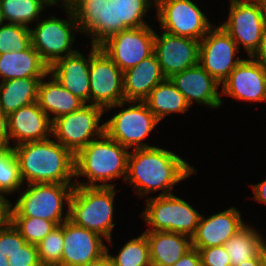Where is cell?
<instances>
[{"label":"cell","instance_id":"ba28073f","mask_svg":"<svg viewBox=\"0 0 266 266\" xmlns=\"http://www.w3.org/2000/svg\"><path fill=\"white\" fill-rule=\"evenodd\" d=\"M60 2L69 16L68 19H60L52 15L47 19H39L37 25L30 29L32 46L49 67L57 60L78 51V49H72L76 40L75 32L79 33L78 23L71 8L63 0Z\"/></svg>","mask_w":266,"mask_h":266},{"label":"cell","instance_id":"8992f818","mask_svg":"<svg viewBox=\"0 0 266 266\" xmlns=\"http://www.w3.org/2000/svg\"><path fill=\"white\" fill-rule=\"evenodd\" d=\"M128 104V108L124 106ZM121 107L119 113L104 122V132L114 141L130 149L154 147L143 140L152 132L160 120L144 101H122L105 109ZM124 107V109H123Z\"/></svg>","mask_w":266,"mask_h":266},{"label":"cell","instance_id":"f546056e","mask_svg":"<svg viewBox=\"0 0 266 266\" xmlns=\"http://www.w3.org/2000/svg\"><path fill=\"white\" fill-rule=\"evenodd\" d=\"M59 0H0L4 22L29 27L40 19V13L47 6L58 5Z\"/></svg>","mask_w":266,"mask_h":266},{"label":"cell","instance_id":"ab89813d","mask_svg":"<svg viewBox=\"0 0 266 266\" xmlns=\"http://www.w3.org/2000/svg\"><path fill=\"white\" fill-rule=\"evenodd\" d=\"M172 266H202L199 251L192 247Z\"/></svg>","mask_w":266,"mask_h":266},{"label":"cell","instance_id":"c3c4849f","mask_svg":"<svg viewBox=\"0 0 266 266\" xmlns=\"http://www.w3.org/2000/svg\"><path fill=\"white\" fill-rule=\"evenodd\" d=\"M260 258L262 261V265L266 266V244L262 247L260 251Z\"/></svg>","mask_w":266,"mask_h":266},{"label":"cell","instance_id":"7402d4cb","mask_svg":"<svg viewBox=\"0 0 266 266\" xmlns=\"http://www.w3.org/2000/svg\"><path fill=\"white\" fill-rule=\"evenodd\" d=\"M89 57H85L80 51L57 60L49 67V73L73 95L89 104Z\"/></svg>","mask_w":266,"mask_h":266},{"label":"cell","instance_id":"8d00e7d4","mask_svg":"<svg viewBox=\"0 0 266 266\" xmlns=\"http://www.w3.org/2000/svg\"><path fill=\"white\" fill-rule=\"evenodd\" d=\"M9 266H41L37 246L25 243L11 255H7Z\"/></svg>","mask_w":266,"mask_h":266},{"label":"cell","instance_id":"2e32d148","mask_svg":"<svg viewBox=\"0 0 266 266\" xmlns=\"http://www.w3.org/2000/svg\"><path fill=\"white\" fill-rule=\"evenodd\" d=\"M200 41L188 37L155 32L154 53L165 78H171L199 62Z\"/></svg>","mask_w":266,"mask_h":266},{"label":"cell","instance_id":"5b68a950","mask_svg":"<svg viewBox=\"0 0 266 266\" xmlns=\"http://www.w3.org/2000/svg\"><path fill=\"white\" fill-rule=\"evenodd\" d=\"M74 186L60 183L28 184L15 204L11 205V217H36L61 225L69 219V203ZM64 202L67 211L63 215Z\"/></svg>","mask_w":266,"mask_h":266},{"label":"cell","instance_id":"f1b7e54d","mask_svg":"<svg viewBox=\"0 0 266 266\" xmlns=\"http://www.w3.org/2000/svg\"><path fill=\"white\" fill-rule=\"evenodd\" d=\"M266 244L264 236L251 225L246 224L223 245L229 255L231 266H238L245 260L257 257Z\"/></svg>","mask_w":266,"mask_h":266},{"label":"cell","instance_id":"ffe728a7","mask_svg":"<svg viewBox=\"0 0 266 266\" xmlns=\"http://www.w3.org/2000/svg\"><path fill=\"white\" fill-rule=\"evenodd\" d=\"M241 212L235 207L205 218L201 215L195 234L191 237L192 247L202 249L224 245L227 240L242 229Z\"/></svg>","mask_w":266,"mask_h":266},{"label":"cell","instance_id":"44dd1931","mask_svg":"<svg viewBox=\"0 0 266 266\" xmlns=\"http://www.w3.org/2000/svg\"><path fill=\"white\" fill-rule=\"evenodd\" d=\"M8 134L10 144L47 140L52 135V121L39 107L37 102L20 107L8 116Z\"/></svg>","mask_w":266,"mask_h":266},{"label":"cell","instance_id":"4dcf8cb0","mask_svg":"<svg viewBox=\"0 0 266 266\" xmlns=\"http://www.w3.org/2000/svg\"><path fill=\"white\" fill-rule=\"evenodd\" d=\"M106 252L113 266H152L149 244L144 232L137 238L126 242L116 256L109 254L108 247H106Z\"/></svg>","mask_w":266,"mask_h":266},{"label":"cell","instance_id":"bcb514c9","mask_svg":"<svg viewBox=\"0 0 266 266\" xmlns=\"http://www.w3.org/2000/svg\"><path fill=\"white\" fill-rule=\"evenodd\" d=\"M238 266H263L260 254L257 257L245 260L244 262L240 263Z\"/></svg>","mask_w":266,"mask_h":266},{"label":"cell","instance_id":"83f0119b","mask_svg":"<svg viewBox=\"0 0 266 266\" xmlns=\"http://www.w3.org/2000/svg\"><path fill=\"white\" fill-rule=\"evenodd\" d=\"M144 102L160 121L171 113L184 114L190 109L184 95L170 78H165L155 86Z\"/></svg>","mask_w":266,"mask_h":266},{"label":"cell","instance_id":"f6af8a7d","mask_svg":"<svg viewBox=\"0 0 266 266\" xmlns=\"http://www.w3.org/2000/svg\"><path fill=\"white\" fill-rule=\"evenodd\" d=\"M86 266H113V263H112L109 255H108V253L106 252L103 256L90 262Z\"/></svg>","mask_w":266,"mask_h":266},{"label":"cell","instance_id":"9a60e30c","mask_svg":"<svg viewBox=\"0 0 266 266\" xmlns=\"http://www.w3.org/2000/svg\"><path fill=\"white\" fill-rule=\"evenodd\" d=\"M232 37L219 25L212 27L200 40L199 64L220 84L243 60Z\"/></svg>","mask_w":266,"mask_h":266},{"label":"cell","instance_id":"d6a6232c","mask_svg":"<svg viewBox=\"0 0 266 266\" xmlns=\"http://www.w3.org/2000/svg\"><path fill=\"white\" fill-rule=\"evenodd\" d=\"M23 184L12 146H2L0 148V195L6 197L8 194H14L22 188Z\"/></svg>","mask_w":266,"mask_h":266},{"label":"cell","instance_id":"ac0fdd59","mask_svg":"<svg viewBox=\"0 0 266 266\" xmlns=\"http://www.w3.org/2000/svg\"><path fill=\"white\" fill-rule=\"evenodd\" d=\"M221 86L223 96L266 102L265 70L252 57L243 59Z\"/></svg>","mask_w":266,"mask_h":266},{"label":"cell","instance_id":"4fadbf2b","mask_svg":"<svg viewBox=\"0 0 266 266\" xmlns=\"http://www.w3.org/2000/svg\"><path fill=\"white\" fill-rule=\"evenodd\" d=\"M72 10L79 32L99 46L109 36L119 32L118 12L111 0H63Z\"/></svg>","mask_w":266,"mask_h":266},{"label":"cell","instance_id":"d4e9b609","mask_svg":"<svg viewBox=\"0 0 266 266\" xmlns=\"http://www.w3.org/2000/svg\"><path fill=\"white\" fill-rule=\"evenodd\" d=\"M48 75L51 76H49L50 81H44L43 79ZM37 103L51 121L77 111L85 105L81 99L64 88L50 73L44 76L39 83Z\"/></svg>","mask_w":266,"mask_h":266},{"label":"cell","instance_id":"4316f807","mask_svg":"<svg viewBox=\"0 0 266 266\" xmlns=\"http://www.w3.org/2000/svg\"><path fill=\"white\" fill-rule=\"evenodd\" d=\"M43 77L16 78L0 83V109L9 116L20 107L37 102Z\"/></svg>","mask_w":266,"mask_h":266},{"label":"cell","instance_id":"7c38bea8","mask_svg":"<svg viewBox=\"0 0 266 266\" xmlns=\"http://www.w3.org/2000/svg\"><path fill=\"white\" fill-rule=\"evenodd\" d=\"M89 84V104L105 110L125 101L123 72L97 45L90 49Z\"/></svg>","mask_w":266,"mask_h":266},{"label":"cell","instance_id":"681fc988","mask_svg":"<svg viewBox=\"0 0 266 266\" xmlns=\"http://www.w3.org/2000/svg\"><path fill=\"white\" fill-rule=\"evenodd\" d=\"M252 3H257L258 5H262L264 7H266V0H246Z\"/></svg>","mask_w":266,"mask_h":266},{"label":"cell","instance_id":"603a6c76","mask_svg":"<svg viewBox=\"0 0 266 266\" xmlns=\"http://www.w3.org/2000/svg\"><path fill=\"white\" fill-rule=\"evenodd\" d=\"M165 79L155 53L123 72L125 101H144Z\"/></svg>","mask_w":266,"mask_h":266},{"label":"cell","instance_id":"f35d334b","mask_svg":"<svg viewBox=\"0 0 266 266\" xmlns=\"http://www.w3.org/2000/svg\"><path fill=\"white\" fill-rule=\"evenodd\" d=\"M202 266H231L229 255L223 245L197 249Z\"/></svg>","mask_w":266,"mask_h":266},{"label":"cell","instance_id":"e575fe53","mask_svg":"<svg viewBox=\"0 0 266 266\" xmlns=\"http://www.w3.org/2000/svg\"><path fill=\"white\" fill-rule=\"evenodd\" d=\"M31 28L13 23L0 26V54L28 49L31 45Z\"/></svg>","mask_w":266,"mask_h":266},{"label":"cell","instance_id":"7a4b0ae2","mask_svg":"<svg viewBox=\"0 0 266 266\" xmlns=\"http://www.w3.org/2000/svg\"><path fill=\"white\" fill-rule=\"evenodd\" d=\"M23 182L75 184V155L55 139L13 145ZM72 180V181H71Z\"/></svg>","mask_w":266,"mask_h":266},{"label":"cell","instance_id":"484cf974","mask_svg":"<svg viewBox=\"0 0 266 266\" xmlns=\"http://www.w3.org/2000/svg\"><path fill=\"white\" fill-rule=\"evenodd\" d=\"M49 66L31 45L28 49L0 54V79L7 81L16 78L44 77Z\"/></svg>","mask_w":266,"mask_h":266},{"label":"cell","instance_id":"60d3db41","mask_svg":"<svg viewBox=\"0 0 266 266\" xmlns=\"http://www.w3.org/2000/svg\"><path fill=\"white\" fill-rule=\"evenodd\" d=\"M11 205L8 198L0 195V230L11 222Z\"/></svg>","mask_w":266,"mask_h":266},{"label":"cell","instance_id":"d6986e66","mask_svg":"<svg viewBox=\"0 0 266 266\" xmlns=\"http://www.w3.org/2000/svg\"><path fill=\"white\" fill-rule=\"evenodd\" d=\"M170 80L184 95L187 103L203 104L210 108H218L223 104L218 91V83L199 63L193 67L174 74Z\"/></svg>","mask_w":266,"mask_h":266},{"label":"cell","instance_id":"277c9868","mask_svg":"<svg viewBox=\"0 0 266 266\" xmlns=\"http://www.w3.org/2000/svg\"><path fill=\"white\" fill-rule=\"evenodd\" d=\"M115 187L74 186L69 203V220L94 231L112 244Z\"/></svg>","mask_w":266,"mask_h":266},{"label":"cell","instance_id":"d590c367","mask_svg":"<svg viewBox=\"0 0 266 266\" xmlns=\"http://www.w3.org/2000/svg\"><path fill=\"white\" fill-rule=\"evenodd\" d=\"M11 223L27 243L35 245L58 226L53 221L36 217H11Z\"/></svg>","mask_w":266,"mask_h":266},{"label":"cell","instance_id":"cb8c5ba5","mask_svg":"<svg viewBox=\"0 0 266 266\" xmlns=\"http://www.w3.org/2000/svg\"><path fill=\"white\" fill-rule=\"evenodd\" d=\"M152 266H172L192 248L191 237L166 231H144Z\"/></svg>","mask_w":266,"mask_h":266},{"label":"cell","instance_id":"816d5d0a","mask_svg":"<svg viewBox=\"0 0 266 266\" xmlns=\"http://www.w3.org/2000/svg\"><path fill=\"white\" fill-rule=\"evenodd\" d=\"M265 90H266V71H265Z\"/></svg>","mask_w":266,"mask_h":266},{"label":"cell","instance_id":"5bb4252c","mask_svg":"<svg viewBox=\"0 0 266 266\" xmlns=\"http://www.w3.org/2000/svg\"><path fill=\"white\" fill-rule=\"evenodd\" d=\"M154 37L150 25L128 28L109 36L99 47L124 72L154 53Z\"/></svg>","mask_w":266,"mask_h":266},{"label":"cell","instance_id":"9c48e42d","mask_svg":"<svg viewBox=\"0 0 266 266\" xmlns=\"http://www.w3.org/2000/svg\"><path fill=\"white\" fill-rule=\"evenodd\" d=\"M104 113L100 106L85 104L79 110L53 120L52 136L76 155L104 133V123H99Z\"/></svg>","mask_w":266,"mask_h":266},{"label":"cell","instance_id":"74e56055","mask_svg":"<svg viewBox=\"0 0 266 266\" xmlns=\"http://www.w3.org/2000/svg\"><path fill=\"white\" fill-rule=\"evenodd\" d=\"M26 243L19 231L10 222L5 228L0 230V250L7 255H11Z\"/></svg>","mask_w":266,"mask_h":266},{"label":"cell","instance_id":"6da1fadb","mask_svg":"<svg viewBox=\"0 0 266 266\" xmlns=\"http://www.w3.org/2000/svg\"><path fill=\"white\" fill-rule=\"evenodd\" d=\"M196 172L194 166L176 152L157 146L136 148L129 152L125 181L140 198L160 190L163 191L159 196H166L172 194L175 184Z\"/></svg>","mask_w":266,"mask_h":266},{"label":"cell","instance_id":"8fae6325","mask_svg":"<svg viewBox=\"0 0 266 266\" xmlns=\"http://www.w3.org/2000/svg\"><path fill=\"white\" fill-rule=\"evenodd\" d=\"M156 17L163 31L201 40L214 26L191 0H156Z\"/></svg>","mask_w":266,"mask_h":266},{"label":"cell","instance_id":"7bdbcfd3","mask_svg":"<svg viewBox=\"0 0 266 266\" xmlns=\"http://www.w3.org/2000/svg\"><path fill=\"white\" fill-rule=\"evenodd\" d=\"M251 57L266 71V34L258 50Z\"/></svg>","mask_w":266,"mask_h":266},{"label":"cell","instance_id":"1f68e13d","mask_svg":"<svg viewBox=\"0 0 266 266\" xmlns=\"http://www.w3.org/2000/svg\"><path fill=\"white\" fill-rule=\"evenodd\" d=\"M115 1L118 12L119 31L128 28H141L147 24L145 22L146 13L152 6L156 5V0H111Z\"/></svg>","mask_w":266,"mask_h":266},{"label":"cell","instance_id":"f907efd6","mask_svg":"<svg viewBox=\"0 0 266 266\" xmlns=\"http://www.w3.org/2000/svg\"><path fill=\"white\" fill-rule=\"evenodd\" d=\"M4 24V19H3V15H2V12H1V7H0V26Z\"/></svg>","mask_w":266,"mask_h":266},{"label":"cell","instance_id":"3957f363","mask_svg":"<svg viewBox=\"0 0 266 266\" xmlns=\"http://www.w3.org/2000/svg\"><path fill=\"white\" fill-rule=\"evenodd\" d=\"M128 150L105 132L89 142L75 155V178L85 176L89 181L75 180V186L115 187L108 181L126 179Z\"/></svg>","mask_w":266,"mask_h":266},{"label":"cell","instance_id":"52a82bcc","mask_svg":"<svg viewBox=\"0 0 266 266\" xmlns=\"http://www.w3.org/2000/svg\"><path fill=\"white\" fill-rule=\"evenodd\" d=\"M141 217L149 227L145 231H166L192 237L201 215L187 201L176 195L146 197Z\"/></svg>","mask_w":266,"mask_h":266},{"label":"cell","instance_id":"836d02e7","mask_svg":"<svg viewBox=\"0 0 266 266\" xmlns=\"http://www.w3.org/2000/svg\"><path fill=\"white\" fill-rule=\"evenodd\" d=\"M36 246L41 266H62L63 223L56 226Z\"/></svg>","mask_w":266,"mask_h":266},{"label":"cell","instance_id":"e0dca14e","mask_svg":"<svg viewBox=\"0 0 266 266\" xmlns=\"http://www.w3.org/2000/svg\"><path fill=\"white\" fill-rule=\"evenodd\" d=\"M63 238L62 266H86L106 253L104 237L69 219L63 222Z\"/></svg>","mask_w":266,"mask_h":266},{"label":"cell","instance_id":"b9f144b4","mask_svg":"<svg viewBox=\"0 0 266 266\" xmlns=\"http://www.w3.org/2000/svg\"><path fill=\"white\" fill-rule=\"evenodd\" d=\"M0 145L11 146L8 134V116L0 109Z\"/></svg>","mask_w":266,"mask_h":266},{"label":"cell","instance_id":"30bf717a","mask_svg":"<svg viewBox=\"0 0 266 266\" xmlns=\"http://www.w3.org/2000/svg\"><path fill=\"white\" fill-rule=\"evenodd\" d=\"M220 26L236 42L239 50L242 44L251 57L266 34V7L246 0H231L229 16Z\"/></svg>","mask_w":266,"mask_h":266},{"label":"cell","instance_id":"7dc6e473","mask_svg":"<svg viewBox=\"0 0 266 266\" xmlns=\"http://www.w3.org/2000/svg\"><path fill=\"white\" fill-rule=\"evenodd\" d=\"M0 266H9L8 257L0 250Z\"/></svg>","mask_w":266,"mask_h":266},{"label":"cell","instance_id":"ee69618b","mask_svg":"<svg viewBox=\"0 0 266 266\" xmlns=\"http://www.w3.org/2000/svg\"><path fill=\"white\" fill-rule=\"evenodd\" d=\"M251 187L254 193L252 198L266 205V179L261 183L252 184Z\"/></svg>","mask_w":266,"mask_h":266}]
</instances>
